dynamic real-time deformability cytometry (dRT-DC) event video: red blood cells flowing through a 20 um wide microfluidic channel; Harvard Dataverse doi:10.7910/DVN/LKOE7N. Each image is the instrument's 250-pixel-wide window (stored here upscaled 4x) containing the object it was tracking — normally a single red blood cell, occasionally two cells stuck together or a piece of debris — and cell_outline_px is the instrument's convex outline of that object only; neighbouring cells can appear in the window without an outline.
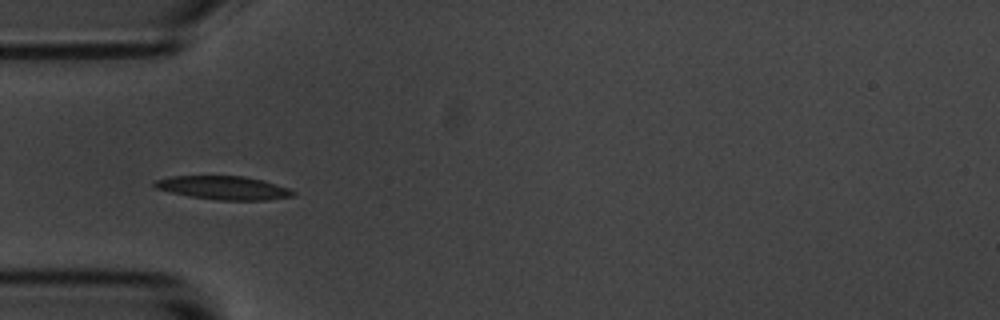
{"species": "common noctule bat (a hibernating species)", "species_latin": "Nyctalus noctula", "temperature_condition": "room temperature", "stored_images_in_passage": 8, "camera_frame_rate_fps": 3000, "um_per_image_px": 0.085, "animal": {"sex": "male", "body_mass_g": 20.1, "forearm_length_mm": 53.5}, "frame": {"image": 1, "passage_image": 5, "time_ms": 4.667, "image_size_px": [1000, 320], "cell_outline_px": [[296, 192], [292, 196], [268, 200], [220, 200], [188, 196], [152, 188], [152, 180], [172, 176], [244, 176], [264, 180], [288, 188]], "centroid_in_image_um": [18.94, 15.96], "position_along_channel_um": 66.1, "area_um2": 19.13}}
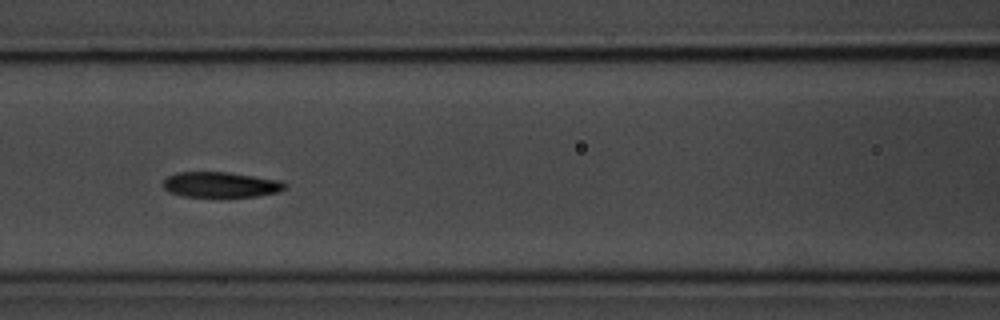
{"frame": {"image": 2, "passage_image": 7, "time_ms": 7.0, "image_size_px": [1000, 320], "cell_outline_px": [[288, 188], [280, 192], [256, 196], [184, 196], [168, 192], [164, 188], [164, 180], [168, 176], [176, 172], [228, 172], [280, 180], [288, 184]], "centroid_in_image_um": [18.81, 15.69], "position_along_channel_um": 147.8, "area_um2": 18.03}}
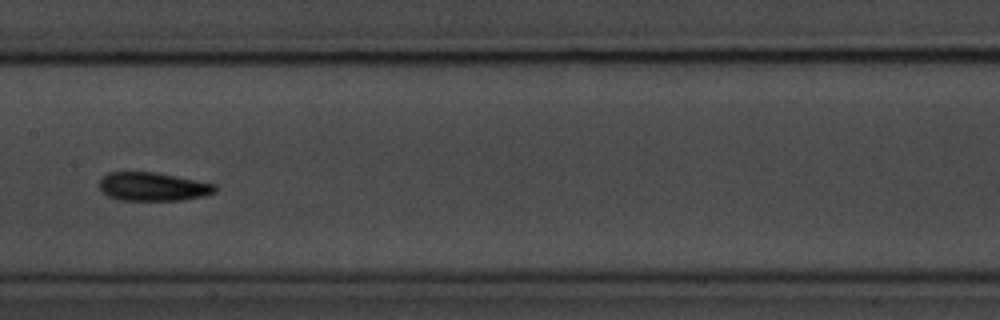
{"frame": {"image": 3, "passage_image": 8, "time_ms": 8.333, "image_size_px": [1000, 320], "cell_outline_px": [[216, 192], [204, 196], [180, 200], [120, 200], [108, 196], [100, 188], [100, 180], [108, 172], [156, 172], [216, 184]], "centroid_in_image_um": [13.02, 15.86], "position_along_channel_um": 194.4, "area_um2": 19.13}}